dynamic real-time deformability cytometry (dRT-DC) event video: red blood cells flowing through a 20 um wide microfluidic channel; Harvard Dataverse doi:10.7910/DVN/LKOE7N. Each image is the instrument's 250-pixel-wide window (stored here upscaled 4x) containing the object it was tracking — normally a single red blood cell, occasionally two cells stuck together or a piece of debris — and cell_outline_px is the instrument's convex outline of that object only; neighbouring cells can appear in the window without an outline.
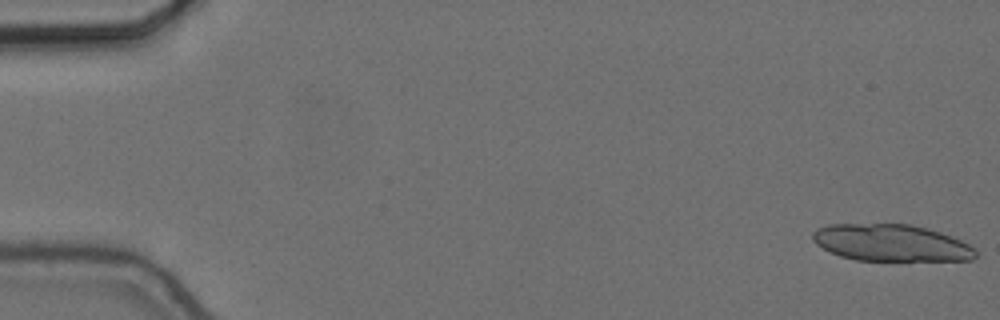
{"species": "common noctule bat (a hibernating species)", "species_latin": "Nyctalus noctula", "temperature_condition": "cold", "stored_images_in_passage": 32, "segment_of_instrument_passage": [1, 2], "camera_frame_rate_fps": 3000, "um_per_image_px": 0.085, "animal": {"sex": "female", "body_mass_g": 24.6, "forearm_length_mm": 56.2}, "frame": {"image": 1, "passage_image": 1, "time_ms": 0.0, "image_size_px": [1000, 320], "cell_outline_px": [[976, 256], [972, 260], [856, 260], [840, 256], [816, 244], [812, 240], [812, 232], [816, 228], [828, 224], [912, 224], [940, 232], [960, 240], [968, 244], [976, 252]], "centroid_in_image_um": [75.71, 20.63], "position_along_channel_um": 9.3, "area_um2": 34.8}}